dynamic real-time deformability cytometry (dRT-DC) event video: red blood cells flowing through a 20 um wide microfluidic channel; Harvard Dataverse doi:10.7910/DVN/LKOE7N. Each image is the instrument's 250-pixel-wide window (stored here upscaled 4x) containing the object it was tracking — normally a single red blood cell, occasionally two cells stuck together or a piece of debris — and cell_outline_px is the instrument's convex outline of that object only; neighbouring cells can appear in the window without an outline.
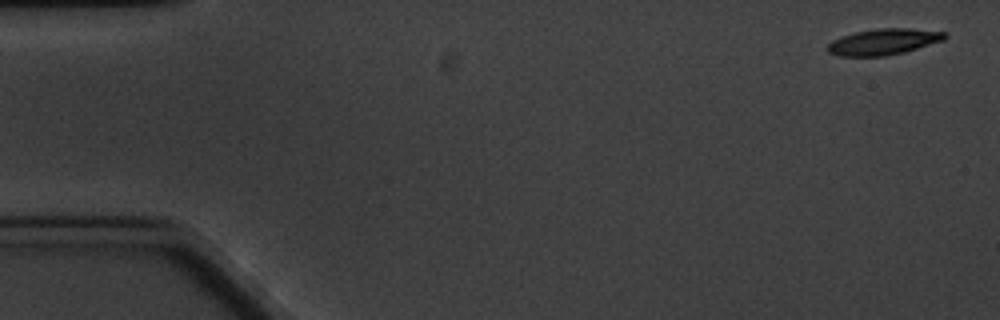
{"species": "common noctule bat (a hibernating species)", "species_latin": "Nyctalus noctula", "temperature_condition": "cold", "stored_images_in_passage": 5, "camera_frame_rate_fps": 3000, "um_per_image_px": 0.085, "animal": {"sex": "male", "body_mass_g": 20.1, "forearm_length_mm": 53.5}, "frame": {"image": 1, "passage_image": 1, "time_ms": 0.0, "image_size_px": [1000, 320], "cell_outline_px": [[948, 36], [944, 40], [904, 52], [884, 56], [840, 56], [828, 52], [824, 48], [832, 40], [840, 36], [856, 32], [880, 28], [908, 28], [948, 32]], "centroid_in_image_um": [75.09, 3.55], "position_along_channel_um": 9.9, "area_um2": 17.92}}
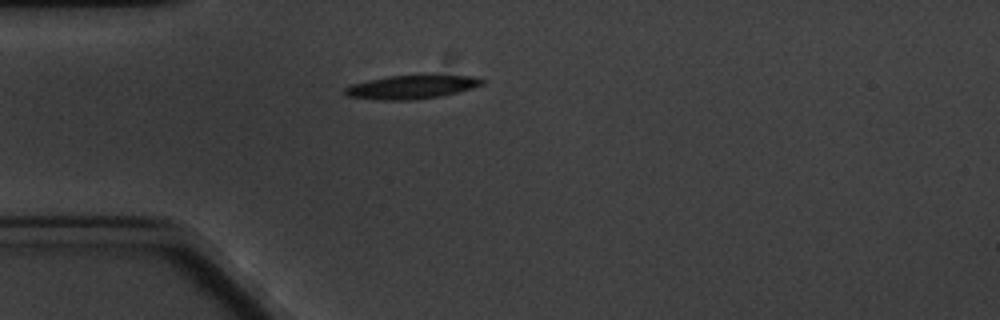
{"frame": {"image": 2, "passage_image": 5, "time_ms": 4.667, "image_size_px": [1000, 320], "cell_outline_px": [[484, 84], [472, 88], [440, 96], [416, 100], [376, 100], [348, 96], [344, 92], [344, 88], [352, 84], [368, 80], [388, 76], [428, 72], [432, 72], [472, 76], [484, 80]], "centroid_in_image_um": [35.04, 7.34], "position_along_channel_um": 50.0, "area_um2": 19.83}}